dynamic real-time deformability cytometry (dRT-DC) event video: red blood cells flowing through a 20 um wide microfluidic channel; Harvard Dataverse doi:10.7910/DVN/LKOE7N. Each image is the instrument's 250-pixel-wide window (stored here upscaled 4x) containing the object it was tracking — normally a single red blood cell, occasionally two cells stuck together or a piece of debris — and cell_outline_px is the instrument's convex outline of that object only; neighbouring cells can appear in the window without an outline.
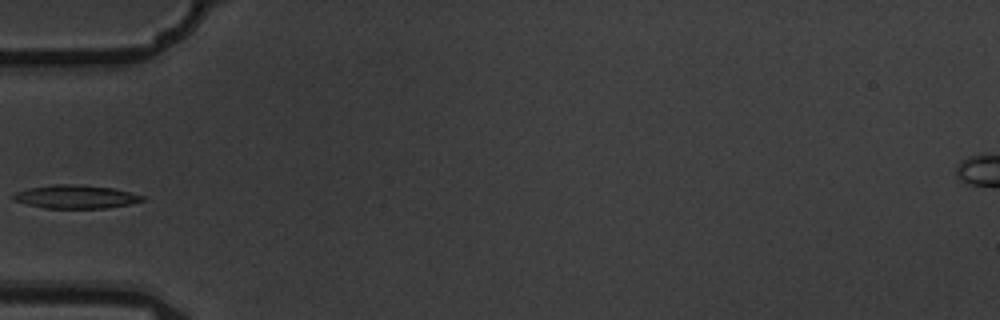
{"species": "common noctule bat (a hibernating species)", "species_latin": "Nyctalus noctula", "temperature_condition": "warm", "stored_images_in_passage": 4, "camera_frame_rate_fps": 3000, "um_per_image_px": 0.085, "animal": {"sex": "male", "body_mass_g": 19.5, "forearm_length_mm": 54.6}, "frame": {"image": 1, "passage_image": 3, "time_ms": 0.667, "image_size_px": [1000, 320], "cell_outline_px": [[144, 200], [128, 204], [104, 208], [44, 208], [12, 200], [12, 196], [16, 192], [28, 188], [52, 184], [76, 184], [112, 188], [144, 196]], "centroid_in_image_um": [6.38, 16.72], "position_along_channel_um": 78.6, "area_um2": 17.4}}
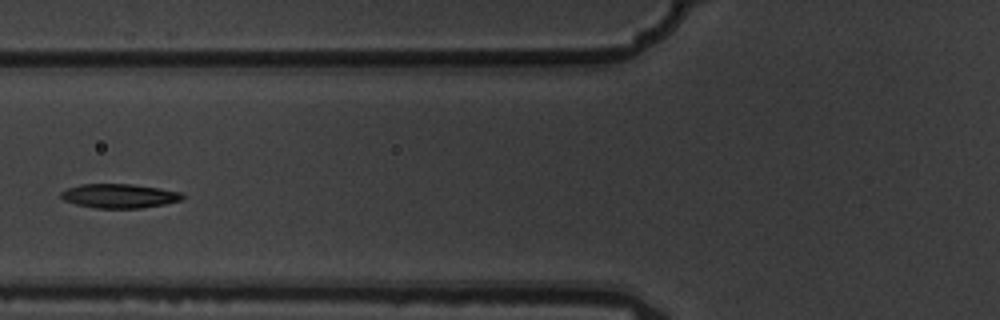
{"frame": {"image": 2, "passage_image": 4, "time_ms": 1.0, "image_size_px": [1000, 320], "cell_outline_px": [[184, 196], [180, 200], [164, 204], [140, 208], [96, 208], [76, 204], [64, 200], [60, 196], [60, 192], [68, 188], [80, 184], [132, 184], [160, 188], [184, 192]], "centroid_in_image_um": [10.15, 16.64], "position_along_channel_um": 115.7, "area_um2": 17.11}}